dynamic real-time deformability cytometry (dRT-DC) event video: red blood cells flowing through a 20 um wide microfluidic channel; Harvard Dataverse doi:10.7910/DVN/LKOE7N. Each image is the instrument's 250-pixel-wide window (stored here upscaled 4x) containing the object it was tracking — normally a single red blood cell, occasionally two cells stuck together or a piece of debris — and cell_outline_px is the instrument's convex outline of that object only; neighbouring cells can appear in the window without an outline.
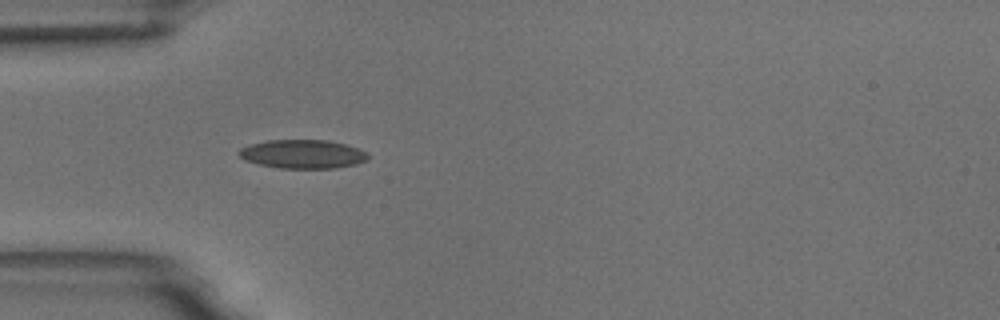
{"species": "common noctule bat (a hibernating species)", "species_latin": "Nyctalus noctula", "temperature_condition": "room temperature", "stored_images_in_passage": 28, "camera_frame_rate_fps": 3000, "um_per_image_px": 0.085, "animal": {"sex": "male", "body_mass_g": 18.8}, "frame": {"image": 1, "passage_image": 5, "time_ms": 1.333, "image_size_px": [1000, 320], "cell_outline_px": [[368, 160], [356, 164], [336, 168], [280, 168], [260, 164], [244, 160], [240, 156], [240, 148], [248, 144], [268, 140], [328, 140], [344, 144], [368, 152]], "centroid_in_image_um": [25.74, 13.09], "position_along_channel_um": 59.3, "area_um2": 21.56}}